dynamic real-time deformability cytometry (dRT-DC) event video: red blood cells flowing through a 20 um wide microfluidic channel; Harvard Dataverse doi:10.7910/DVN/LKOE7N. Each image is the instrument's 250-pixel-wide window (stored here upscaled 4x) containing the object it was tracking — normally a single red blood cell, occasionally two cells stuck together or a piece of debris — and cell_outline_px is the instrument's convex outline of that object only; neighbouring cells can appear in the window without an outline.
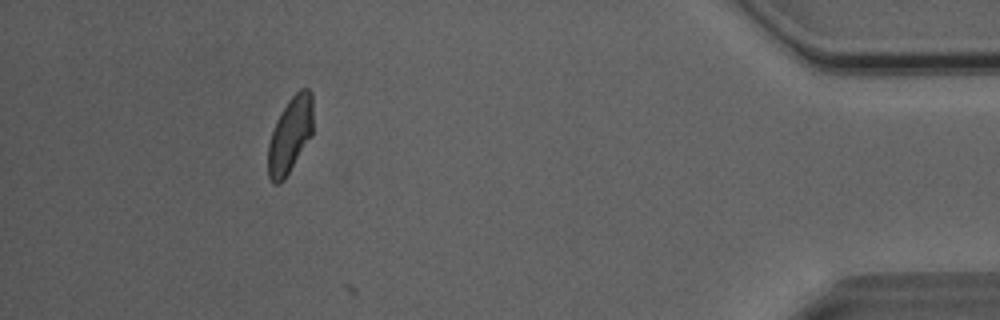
{"species": "Egyptian fruit bat (a non-hibernating species)", "species_latin": "Rousettus aegyptiacus", "temperature_condition": "room temperature", "stored_images_in_passage": 37, "camera_frame_rate_fps": 3000, "um_per_image_px": 0.085, "animal": {"sex": "male"}, "frame": {"image": 1, "passage_image": 36, "time_ms": 11.667, "image_size_px": [1000, 320], "cell_outline_px": [[312, 136], [284, 180], [280, 184], [272, 184], [268, 176], [268, 144], [276, 120], [280, 112], [288, 100], [300, 88], [308, 88], [312, 92]], "centroid_in_image_um": [24.65, 11.49], "position_along_channel_um": 410.5, "area_um2": 20.11}, "authors_computed_cell_mechanics": {"area_um2": 20.6346, "velocity_mm_per_s": 4.0367, "shape_relaxation_time_tau1_ms": null, "shape_relaxation_time_tau2_ms": 1.4939, "deformation_change_tau1": null, "deformation_change_tau2": 0.067}}